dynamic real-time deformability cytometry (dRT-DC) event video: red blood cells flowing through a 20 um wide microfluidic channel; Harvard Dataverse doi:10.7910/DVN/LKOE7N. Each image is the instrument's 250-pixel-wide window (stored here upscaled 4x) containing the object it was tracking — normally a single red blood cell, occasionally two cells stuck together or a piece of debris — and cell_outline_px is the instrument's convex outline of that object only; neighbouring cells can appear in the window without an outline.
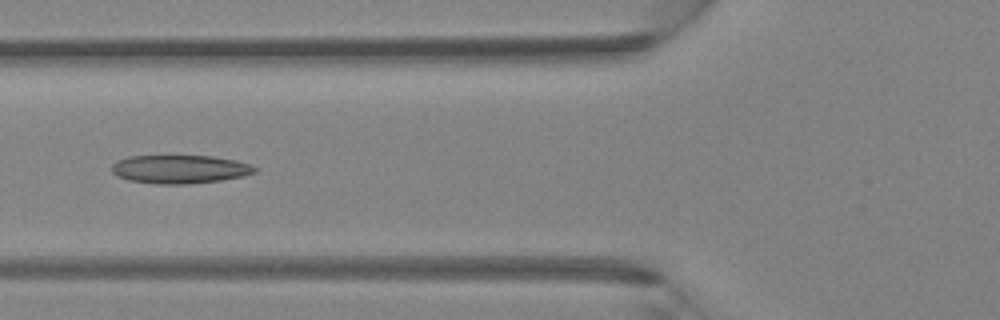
{"species": "Egyptian fruit bat (a non-hibernating species)", "species_latin": "Rousettus aegyptiacus", "temperature_condition": "room temperature", "stored_images_in_passage": 4, "camera_frame_rate_fps": 3000, "um_per_image_px": 0.085, "animal": {"sex": "female"}, "frame": {"image": 1, "passage_image": 4, "time_ms": 1.0, "image_size_px": [1000, 320], "cell_outline_px": [[260, 168], [256, 172], [244, 176], [220, 180], [188, 184], [156, 184], [128, 180], [116, 176], [112, 172], [112, 164], [116, 160], [128, 156], [212, 156], [236, 160]], "centroid_in_image_um": [15.28, 14.38], "position_along_channel_um": 110.5, "area_um2": 23.87}}